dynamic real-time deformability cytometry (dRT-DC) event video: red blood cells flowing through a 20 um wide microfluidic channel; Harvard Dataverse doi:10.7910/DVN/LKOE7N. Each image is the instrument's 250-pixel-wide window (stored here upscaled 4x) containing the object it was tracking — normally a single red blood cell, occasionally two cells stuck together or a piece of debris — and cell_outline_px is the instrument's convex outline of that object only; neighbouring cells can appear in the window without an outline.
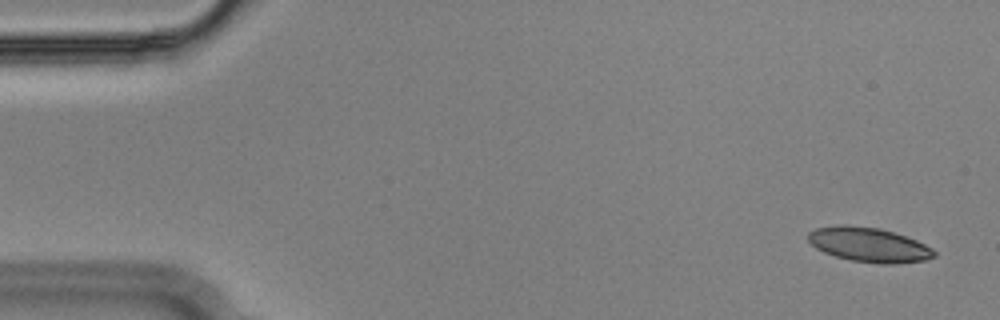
{"species": "Egyptian fruit bat (a non-hibernating species)", "species_latin": "Rousettus aegyptiacus", "temperature_condition": "cold", "stored_images_in_passage": 55, "camera_frame_rate_fps": 3000, "um_per_image_px": 0.085, "animal": {"sex": "male"}, "frame": {"image": 1, "passage_image": 3, "time_ms": 0.667, "image_size_px": [1000, 320], "cell_outline_px": [[936, 256], [924, 260], [892, 264], [880, 264], [852, 260], [836, 256], [824, 252], [816, 248], [808, 240], [808, 232], [816, 228], [840, 224], [848, 224], [880, 228], [916, 240], [932, 248], [936, 252]], "centroid_in_image_um": [73.84, 20.79], "position_along_channel_um": 11.2, "area_um2": 25.26}}
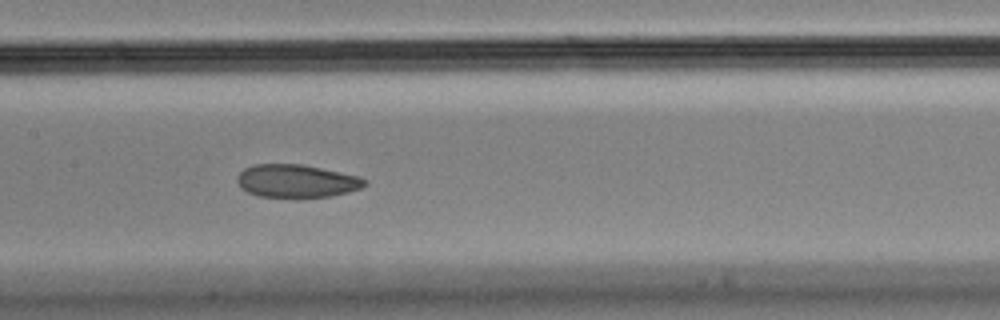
{"frame": {"image": 2, "passage_image": 27, "time_ms": 8.667, "image_size_px": [1000, 320], "cell_outline_px": [[368, 184], [360, 188], [348, 192], [332, 196], [296, 200], [260, 196], [248, 192], [240, 188], [236, 180], [236, 176], [244, 168], [252, 164], [304, 164], [356, 176], [368, 180]], "centroid_in_image_um": [25.17, 15.42], "position_along_channel_um": 182.2, "area_um2": 25.32}}
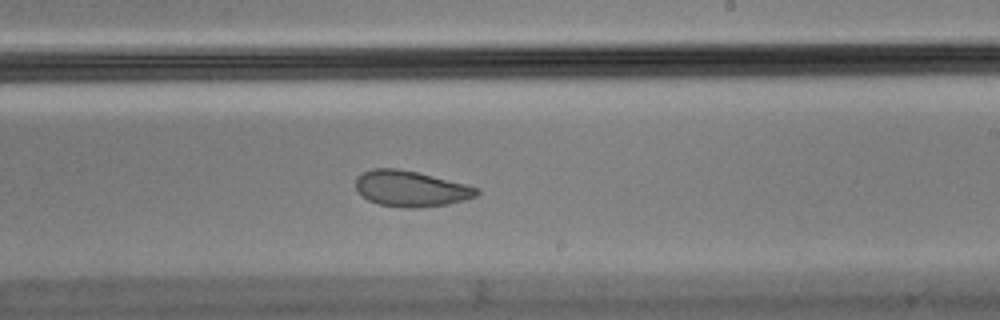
{"frame": {"image": 3, "passage_image": 33, "time_ms": 10.667, "image_size_px": [1000, 320], "cell_outline_px": [[480, 192], [476, 196], [464, 200], [448, 204], [416, 208], [408, 208], [380, 204], [368, 200], [356, 188], [356, 176], [372, 168], [396, 168], [416, 172], [480, 188]], "centroid_in_image_um": [34.92, 16.03], "position_along_channel_um": 254.1, "area_um2": 24.97}, "authors_computed_cell_mechanics": {"area_um2": 25.8366, "velocity_mm_per_s": 3.608, "shape_relaxation_time_tau1_ms": null, "shape_relaxation_time_tau2_ms": 2.3146, "deformation_change_tau1": null, "deformation_change_tau2": 0.0765}}